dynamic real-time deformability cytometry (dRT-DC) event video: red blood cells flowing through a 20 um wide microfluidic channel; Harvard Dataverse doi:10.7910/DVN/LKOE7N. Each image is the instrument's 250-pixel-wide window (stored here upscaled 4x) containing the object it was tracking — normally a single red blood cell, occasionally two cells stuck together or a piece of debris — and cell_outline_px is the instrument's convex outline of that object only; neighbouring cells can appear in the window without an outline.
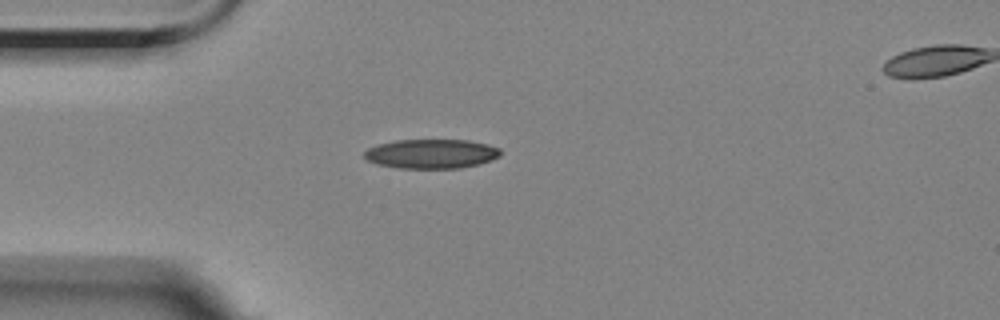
{"species": "Egyptian fruit bat (a non-hibernating species)", "species_latin": "Rousettus aegyptiacus", "temperature_condition": "room temperature", "stored_images_in_passage": 8, "camera_frame_rate_fps": 3000, "um_per_image_px": 0.085, "animal": {"sex": "female"}, "frame": {"image": 1, "passage_image": 1, "time_ms": 0.0, "image_size_px": [1000, 320], "cell_outline_px": [[500, 156], [492, 160], [480, 164], [460, 168], [400, 168], [376, 164], [368, 160], [364, 156], [364, 152], [368, 148], [380, 144], [396, 140], [468, 140], [488, 144], [500, 148]], "centroid_in_image_um": [36.69, 13.07], "position_along_channel_um": 48.3, "area_um2": 23.29}}
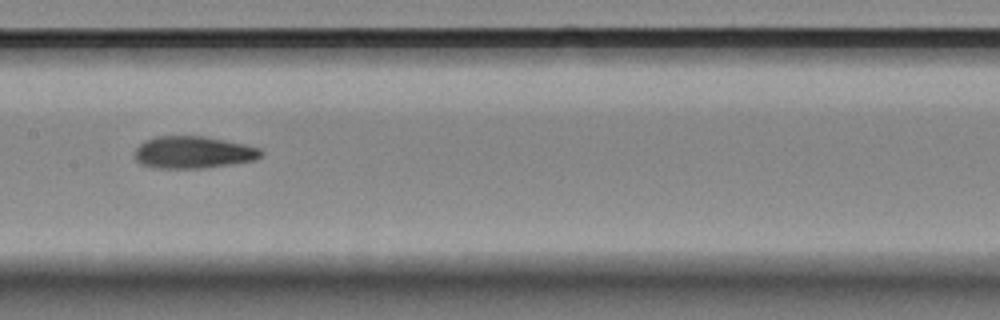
{"frame": {"image": 2, "passage_image": 5, "time_ms": 4.333, "image_size_px": [1000, 320], "cell_outline_px": [[264, 152], [256, 160], [200, 168], [156, 168], [140, 164], [136, 160], [136, 148], [144, 140], [156, 136], [204, 136], [244, 144], [260, 148]], "centroid_in_image_um": [16.41, 12.94], "position_along_channel_um": 191.0, "area_um2": 23.52}}
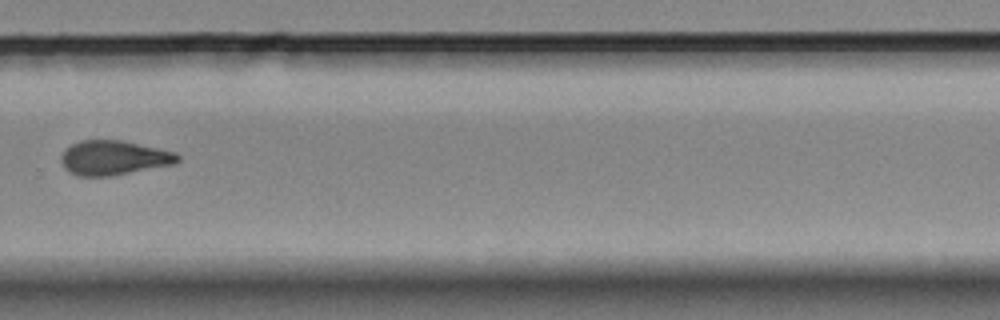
{"frame": {"image": 3, "passage_image": 8, "time_ms": 8.0, "image_size_px": [1000, 320], "cell_outline_px": [[180, 160], [176, 164], [112, 176], [76, 176], [68, 172], [64, 168], [60, 160], [60, 156], [72, 144], [80, 140], [120, 140], [176, 152], [180, 156]], "centroid_in_image_um": [9.68, 13.43], "position_along_channel_um": 320.1, "area_um2": 23.58}}